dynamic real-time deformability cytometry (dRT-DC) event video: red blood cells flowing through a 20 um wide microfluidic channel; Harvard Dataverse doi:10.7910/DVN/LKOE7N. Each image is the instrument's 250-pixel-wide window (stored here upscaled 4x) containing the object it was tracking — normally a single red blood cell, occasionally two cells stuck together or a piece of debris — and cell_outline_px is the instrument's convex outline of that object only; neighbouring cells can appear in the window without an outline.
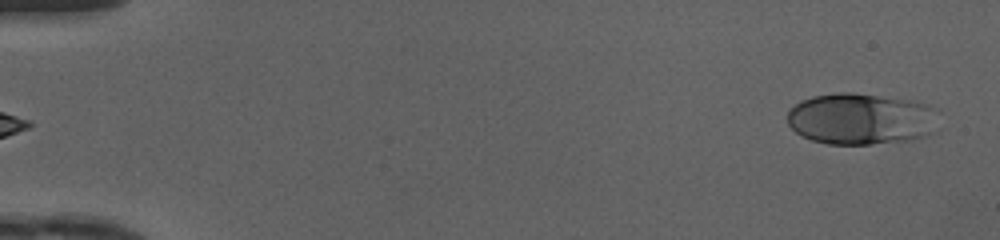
{"species": "human", "species_latin": "Homo sapiens", "temperature_condition": "cold", "stored_images_in_passage": 48, "camera_frame_rate_fps": 3000, "um_per_image_px": 0.085, "donor": {"sex": "female"}, "frame": {"image": 1, "passage_image": 1, "time_ms": 0.0, "image_size_px": [1000, 240], "cell_outline_px": [[932, 132], [924, 136], [912, 140], [872, 144], [828, 144], [812, 140], [796, 132], [788, 124], [788, 112], [800, 100], [812, 96], [836, 92], [852, 92], [912, 100], [928, 104]], "centroid_in_image_um": [73.06, 10.1], "position_along_channel_um": 11.9, "area_um2": 44.62}}
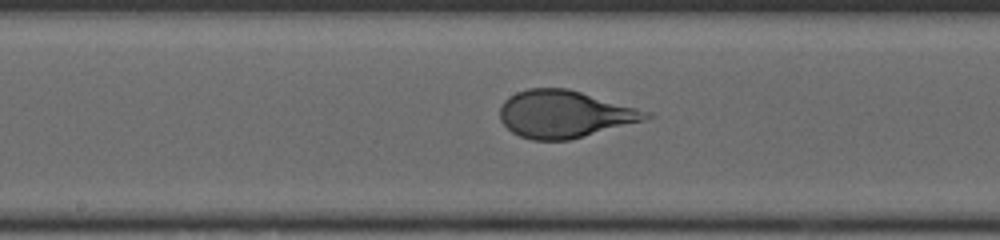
{"frame": {"image": 2, "passage_image": 25, "time_ms": 8.0, "image_size_px": [1000, 240], "cell_outline_px": [[656, 116], [644, 120], [584, 136], [568, 140], [532, 140], [520, 136], [512, 132], [500, 120], [500, 104], [508, 96], [516, 92], [528, 88], [568, 88], [652, 112]], "centroid_in_image_um": [47.97, 9.69], "position_along_channel_um": 200.2, "area_um2": 40.29}}
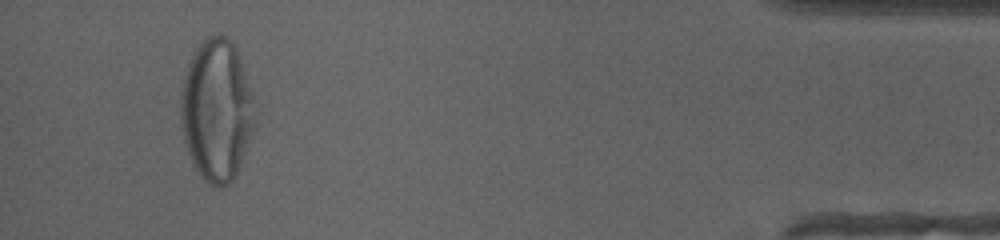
{"frame": {"image": 3, "passage_image": 45, "time_ms": 14.667, "image_size_px": [1000, 240], "cell_outline_px": [[252, 128], [236, 176], [228, 184], [220, 188], [216, 188], [208, 184], [200, 176], [192, 164], [184, 140], [180, 120], [180, 92], [184, 76], [192, 52], [208, 36], [228, 36], [232, 40], [236, 48], [252, 96]], "centroid_in_image_um": [18.35, 9.39], "position_along_channel_um": 416.8, "area_um2": 60.57}, "authors_computed_cell_mechanics": {"area_um2": 42.1362, "velocity_mm_per_s": 4.1637, "shape_relaxation_time_tau1_ms": 3.9082, "shape_relaxation_time_tau2_ms": null, "deformation_change_tau1": 0.1908, "deformation_change_tau2": null}}